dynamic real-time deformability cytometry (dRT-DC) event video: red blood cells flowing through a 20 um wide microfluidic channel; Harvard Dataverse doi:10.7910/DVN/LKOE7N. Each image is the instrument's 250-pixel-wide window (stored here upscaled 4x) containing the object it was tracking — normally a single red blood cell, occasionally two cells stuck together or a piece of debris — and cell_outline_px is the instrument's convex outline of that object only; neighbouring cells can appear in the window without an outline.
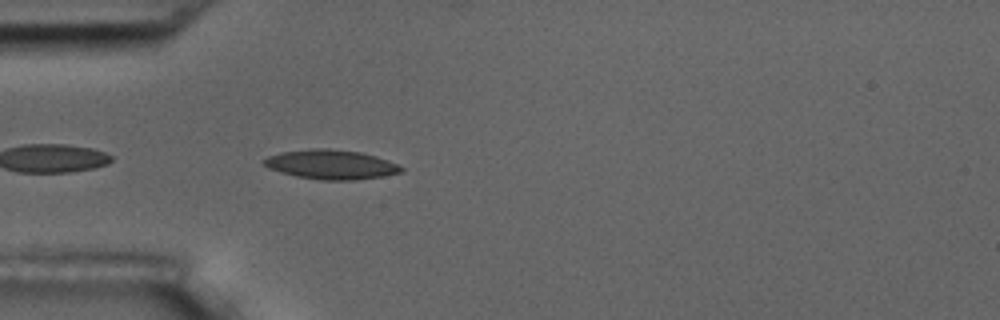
{"species": "common noctule bat (a hibernating species)", "species_latin": "Nyctalus noctula", "temperature_condition": "room temperature", "stored_images_in_passage": 4, "camera_frame_rate_fps": 3000, "um_per_image_px": 0.085, "animal": {"sex": "male", "body_mass_g": 17.5, "forearm_length_mm": 52.3}, "frame": {"image": 1, "passage_image": 4, "time_ms": 3.333, "image_size_px": [1000, 320], "cell_outline_px": [[404, 168], [400, 172], [380, 176], [352, 180], [320, 180], [296, 176], [280, 172], [268, 168], [260, 160], [268, 156], [280, 152], [312, 148], [328, 148], [360, 152], [376, 156], [388, 160]], "centroid_in_image_um": [28.07, 13.97], "position_along_channel_um": 56.9, "area_um2": 23.47}}